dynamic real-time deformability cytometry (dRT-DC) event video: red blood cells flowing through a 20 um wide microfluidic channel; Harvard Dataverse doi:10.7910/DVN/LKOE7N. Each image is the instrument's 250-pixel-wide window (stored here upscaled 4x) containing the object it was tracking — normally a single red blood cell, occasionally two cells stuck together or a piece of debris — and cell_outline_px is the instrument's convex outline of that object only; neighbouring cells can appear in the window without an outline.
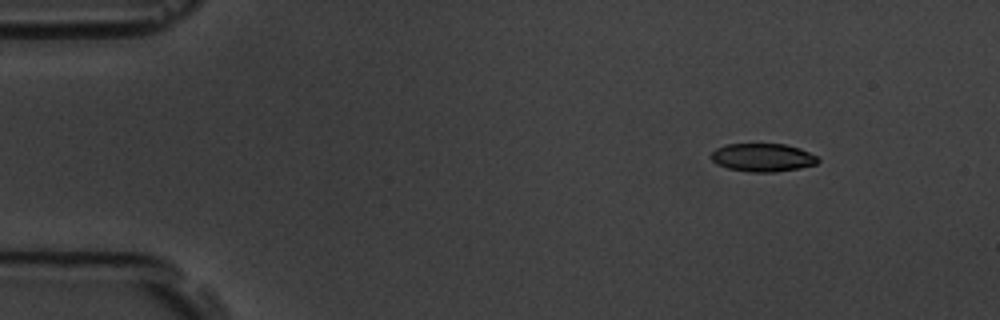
{"species": "common noctule bat (a hibernating species)", "species_latin": "Nyctalus noctula", "temperature_condition": "room temperature", "stored_images_in_passage": 9, "camera_frame_rate_fps": 3000, "um_per_image_px": 0.085, "animal": {"sex": "male", "body_mass_g": 19.5, "forearm_length_mm": 54.6}, "frame": {"image": 1, "passage_image": 1, "time_ms": 0.0, "image_size_px": [1000, 320], "cell_outline_px": [[820, 160], [816, 164], [800, 168], [776, 172], [748, 172], [728, 168], [716, 164], [712, 160], [712, 152], [716, 148], [728, 144], [784, 144], [800, 148], [816, 156]], "centroid_in_image_um": [64.83, 13.39], "position_along_channel_um": 20.2, "area_um2": 17.51}}
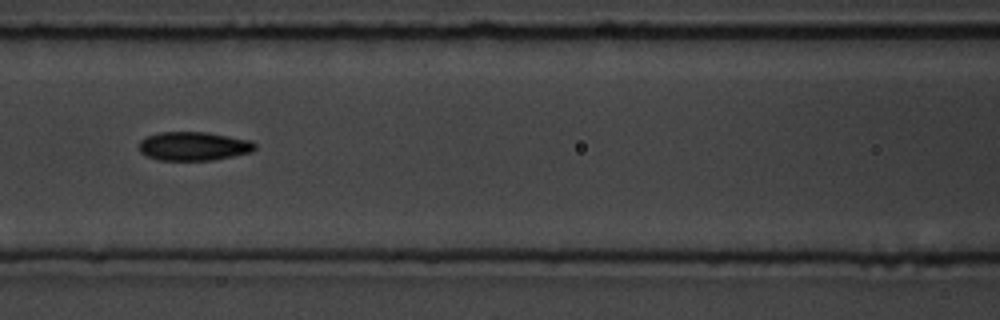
{"frame": {"image": 2, "passage_image": 6, "time_ms": 6.0, "image_size_px": [1000, 320], "cell_outline_px": [[256, 148], [252, 152], [212, 160], [160, 160], [148, 156], [140, 152], [140, 140], [148, 136], [160, 132], [208, 132], [252, 140], [256, 144]], "centroid_in_image_um": [16.5, 12.42], "position_along_channel_um": 150.1, "area_um2": 19.42}}
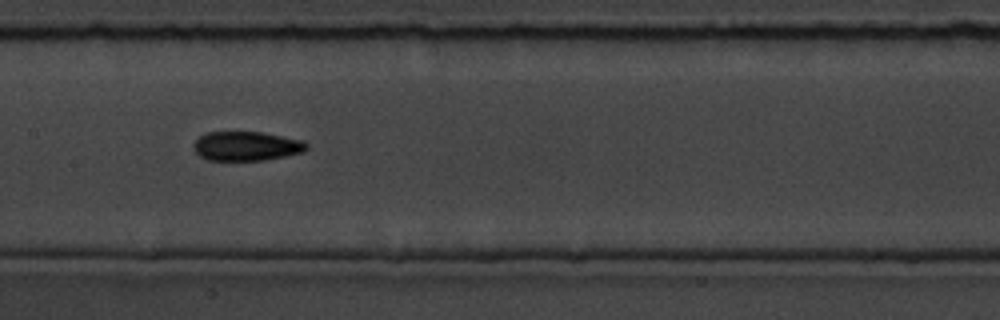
{"frame": {"image": 3, "passage_image": 7, "time_ms": 7.0, "image_size_px": [1000, 320], "cell_outline_px": [[308, 148], [304, 152], [264, 160], [208, 160], [200, 156], [192, 148], [192, 144], [200, 136], [208, 132], [264, 132], [304, 140], [308, 144]], "centroid_in_image_um": [20.97, 12.41], "position_along_channel_um": 186.4, "area_um2": 19.42}}